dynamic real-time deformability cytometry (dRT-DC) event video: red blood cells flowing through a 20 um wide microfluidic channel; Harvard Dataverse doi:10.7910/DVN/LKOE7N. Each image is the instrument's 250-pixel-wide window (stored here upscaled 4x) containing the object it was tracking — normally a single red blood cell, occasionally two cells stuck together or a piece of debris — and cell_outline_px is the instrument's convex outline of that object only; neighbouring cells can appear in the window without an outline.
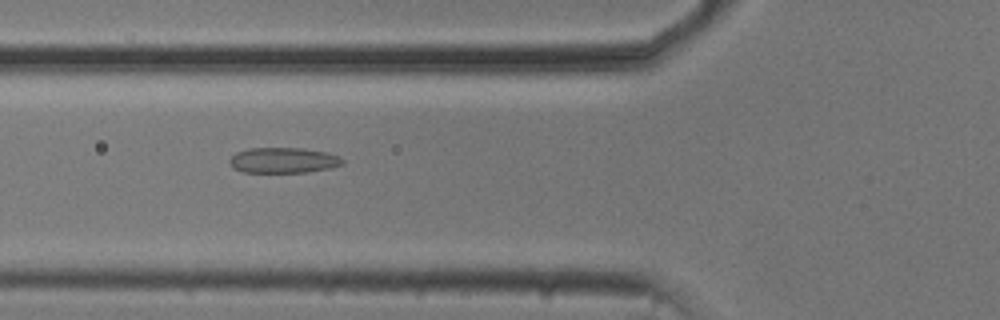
{"species": "common noctule bat (a hibernating species)", "species_latin": "Nyctalus noctula", "temperature_condition": "cold", "stored_images_in_passage": 37, "camera_frame_rate_fps": 3000, "um_per_image_px": 0.085, "animal": {"sex": "male", "body_mass_g": 20.5, "forearm_length_mm": 52.5}, "frame": {"image": 1, "passage_image": 3, "time_ms": 0.667, "image_size_px": [1000, 320], "cell_outline_px": [[344, 164], [328, 168], [308, 172], [244, 172], [232, 168], [228, 164], [228, 160], [236, 152], [248, 148], [304, 148], [328, 152], [340, 156], [344, 160]], "centroid_in_image_um": [24.07, 13.62], "position_along_channel_um": 101.7, "area_um2": 16.99}}
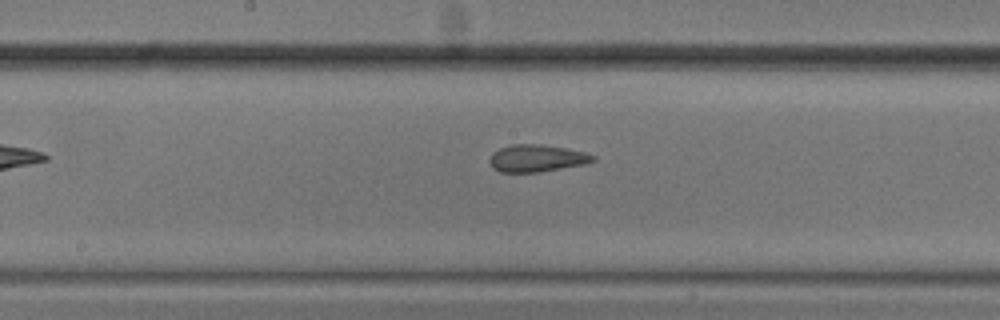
{"frame": {"image": 2, "passage_image": 11, "time_ms": 3.333, "image_size_px": [1000, 320], "cell_outline_px": [[596, 160], [588, 164], [540, 172], [500, 172], [492, 168], [488, 160], [492, 152], [500, 148], [512, 144], [540, 144], [564, 148], [584, 152], [596, 156]], "centroid_in_image_um": [45.62, 13.46], "position_along_channel_um": 202.6, "area_um2": 16.59}}
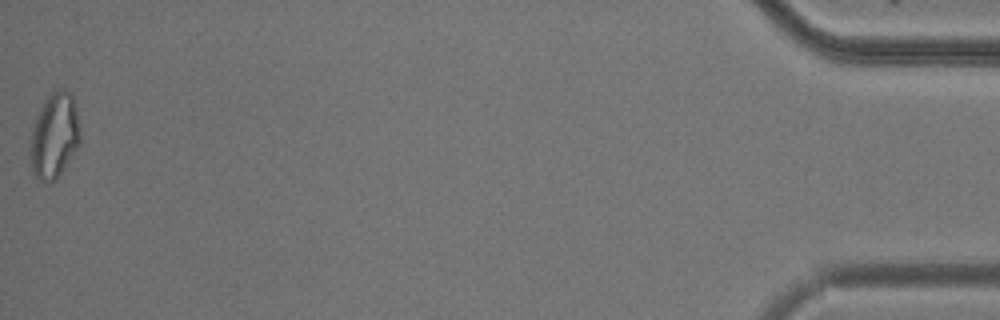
{"frame": {"image": 3, "passage_image": 37, "time_ms": 12.0, "image_size_px": [1000, 320], "cell_outline_px": [[80, 144], [56, 180], [44, 184], [32, 172], [32, 132], [36, 116], [48, 96], [52, 92], [64, 88], [72, 92], [80, 128]], "centroid_in_image_um": [4.66, 11.53], "position_along_channel_um": 430.5, "area_um2": 24.45}}